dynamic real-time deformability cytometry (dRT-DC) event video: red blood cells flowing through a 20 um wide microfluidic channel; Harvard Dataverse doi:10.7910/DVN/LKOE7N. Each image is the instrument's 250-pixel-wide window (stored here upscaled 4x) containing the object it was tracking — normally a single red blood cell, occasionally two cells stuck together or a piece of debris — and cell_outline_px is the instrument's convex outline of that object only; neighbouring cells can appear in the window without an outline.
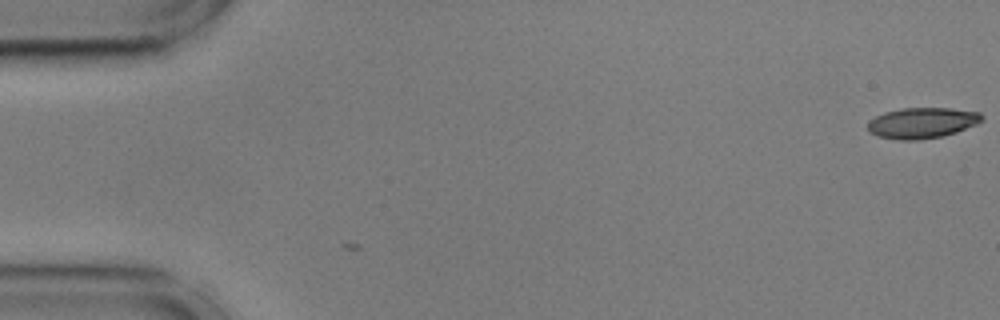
{"species": "common noctule bat (a hibernating species)", "species_latin": "Nyctalus noctula", "temperature_condition": "cold", "stored_images_in_passage": 2, "camera_frame_rate_fps": 3000, "um_per_image_px": 0.085, "animal": {"sex": "male", "body_mass_g": 17.9, "forearm_length_mm": 54.2}, "frame": {"image": 1, "passage_image": 2, "time_ms": 0.333, "image_size_px": [1000, 320], "cell_outline_px": [[984, 120], [976, 124], [956, 132], [944, 136], [916, 140], [900, 140], [876, 136], [868, 132], [868, 120], [884, 112], [900, 108], [948, 108], [980, 112], [984, 116]], "centroid_in_image_um": [78.36, 10.44], "position_along_channel_um": 6.6, "area_um2": 20.63}}